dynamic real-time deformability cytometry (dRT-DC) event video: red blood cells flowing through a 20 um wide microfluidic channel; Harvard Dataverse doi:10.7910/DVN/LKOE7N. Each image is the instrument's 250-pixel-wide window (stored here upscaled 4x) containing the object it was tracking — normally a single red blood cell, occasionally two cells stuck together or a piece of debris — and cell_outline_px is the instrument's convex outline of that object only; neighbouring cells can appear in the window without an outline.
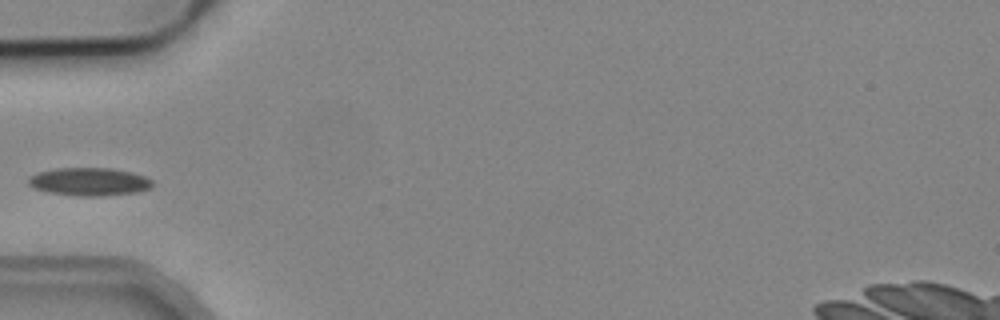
{"species": "common noctule bat (a hibernating species)", "species_latin": "Nyctalus noctula", "temperature_condition": "cold", "stored_images_in_passage": 2, "camera_frame_rate_fps": 3000, "um_per_image_px": 0.085, "animal": {"sex": "male", "body_mass_g": 19.2, "forearm_length_mm": 51.8}, "frame": {"image": 1, "passage_image": 2, "time_ms": 0.333, "image_size_px": [1000, 320], "cell_outline_px": [[152, 188], [136, 192], [100, 196], [80, 196], [48, 192], [32, 188], [28, 184], [28, 176], [36, 172], [56, 168], [112, 168], [132, 172], [144, 176], [152, 180]], "centroid_in_image_um": [7.55, 15.44], "position_along_channel_um": 77.4, "area_um2": 20.4}}